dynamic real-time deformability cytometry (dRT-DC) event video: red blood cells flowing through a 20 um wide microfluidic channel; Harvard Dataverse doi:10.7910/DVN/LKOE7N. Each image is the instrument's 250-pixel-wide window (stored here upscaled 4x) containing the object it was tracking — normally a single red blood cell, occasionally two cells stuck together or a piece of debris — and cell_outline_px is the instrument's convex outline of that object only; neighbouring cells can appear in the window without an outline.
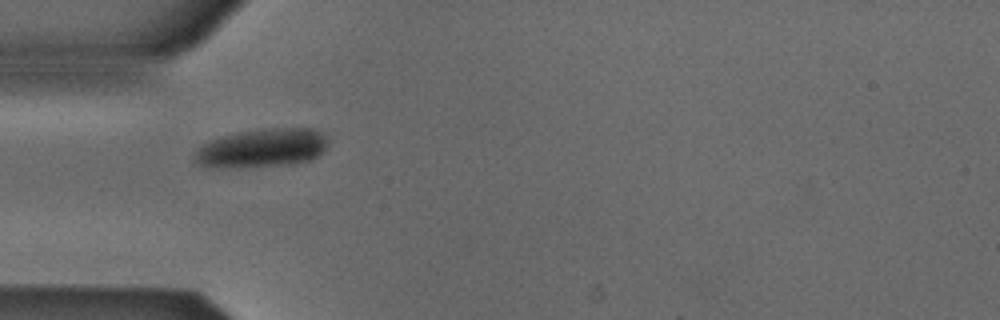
{"species": "Egyptian fruit bat (a non-hibernating species)", "species_latin": "Rousettus aegyptiacus", "temperature_condition": "cold", "stored_images_in_passage": 31, "camera_frame_rate_fps": 3000, "um_per_image_px": 0.085, "animal": {"sex": "male"}, "frame": {"image": 1, "passage_image": 1, "time_ms": 0.0, "image_size_px": [1000, 320], "cell_outline_px": [[328, 144], [324, 152], [308, 160], [288, 164], [196, 164], [192, 160], [192, 152], [200, 144], [208, 140], [220, 136], [236, 132], [272, 128], [316, 128], [328, 132]], "centroid_in_image_um": [22.35, 12.49], "position_along_channel_um": 62.7, "area_um2": 29.42}}
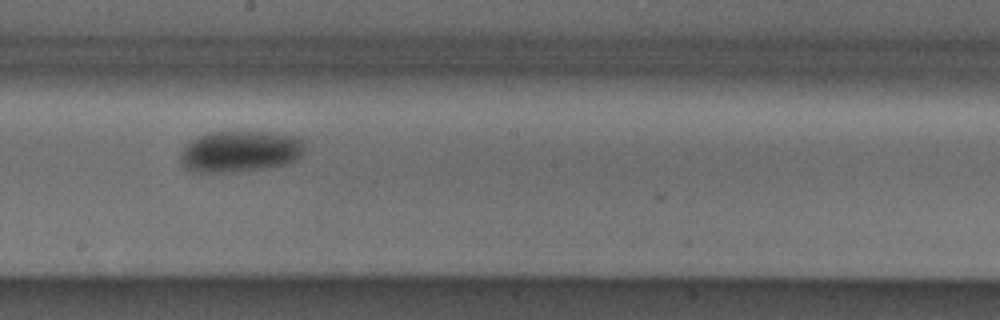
{"frame": {"image": 2, "passage_image": 14, "time_ms": 4.333, "image_size_px": [1000, 320], "cell_outline_px": [[304, 152], [296, 160], [288, 164], [268, 168], [240, 172], [192, 172], [184, 168], [180, 164], [180, 152], [192, 140], [208, 132], [268, 132], [296, 136], [304, 140]], "centroid_in_image_um": [20.42, 12.89], "position_along_channel_um": 227.8, "area_um2": 30.35}}
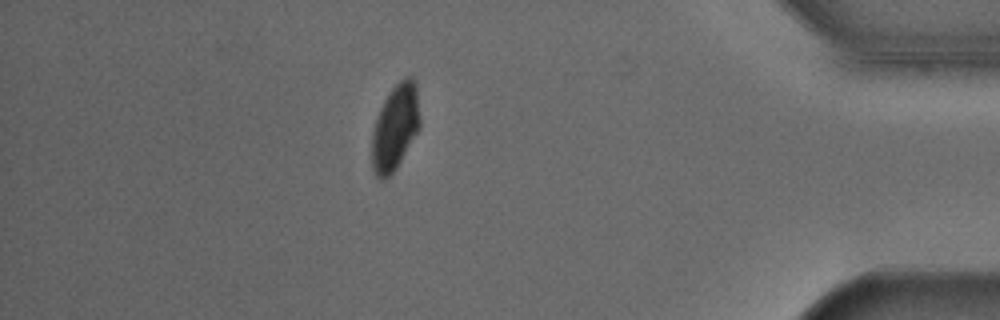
{"frame": {"image": 3, "passage_image": 31, "time_ms": 10.0, "image_size_px": [1000, 320], "cell_outline_px": [[420, 128], [396, 168], [388, 176], [380, 180], [376, 176], [372, 168], [372, 132], [380, 108], [388, 92], [404, 76], [412, 76], [416, 84], [420, 120]], "centroid_in_image_um": [33.59, 10.8], "position_along_channel_um": 401.6, "area_um2": 23.93}, "authors_computed_cell_mechanics": {"area_um2": 29.4202, "velocity_mm_per_s": 3.8515, "shape_relaxation_time_tau1_ms": 3.7342, "shape_relaxation_time_tau2_ms": null, "deformation_change_tau1": 0.0984, "deformation_change_tau2": null}}